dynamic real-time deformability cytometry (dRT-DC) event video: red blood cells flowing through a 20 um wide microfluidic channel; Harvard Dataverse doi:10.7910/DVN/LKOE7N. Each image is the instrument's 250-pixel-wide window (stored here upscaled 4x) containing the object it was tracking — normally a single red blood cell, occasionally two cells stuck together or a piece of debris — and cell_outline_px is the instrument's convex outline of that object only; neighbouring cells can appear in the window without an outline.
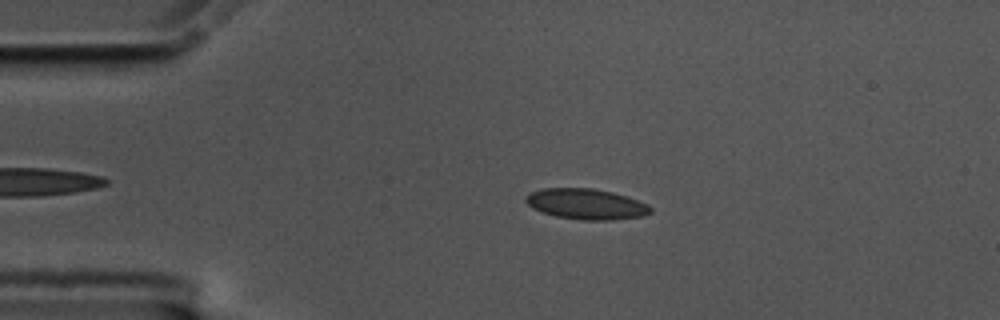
{"species": "common noctule bat (a hibernating species)", "species_latin": "Nyctalus noctula", "temperature_condition": "cold", "stored_images_in_passage": 19, "camera_frame_rate_fps": 3000, "um_per_image_px": 0.085, "animal": {"sex": "male", "body_mass_g": 17.5, "forearm_length_mm": 52.3}, "frame": {"image": 1, "passage_image": 11, "time_ms": 3.333, "image_size_px": [1000, 320], "cell_outline_px": [[652, 212], [644, 216], [612, 220], [580, 220], [556, 216], [532, 208], [524, 200], [524, 196], [532, 192], [544, 188], [592, 188], [612, 192], [628, 196], [648, 204], [652, 208]], "centroid_in_image_um": [49.86, 17.34], "position_along_channel_um": 35.1, "area_um2": 22.37}}